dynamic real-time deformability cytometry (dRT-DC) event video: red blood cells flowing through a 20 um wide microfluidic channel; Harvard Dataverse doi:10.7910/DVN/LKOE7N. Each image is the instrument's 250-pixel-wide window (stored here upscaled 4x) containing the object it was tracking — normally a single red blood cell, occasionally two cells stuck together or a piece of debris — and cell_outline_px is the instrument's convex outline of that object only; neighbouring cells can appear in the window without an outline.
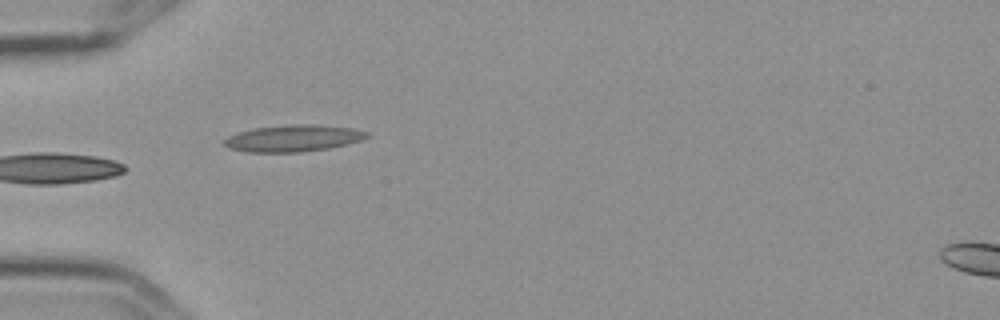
{"species": "Egyptian fruit bat (a non-hibernating species)", "species_latin": "Rousettus aegyptiacus", "temperature_condition": "cold", "stored_images_in_passage": 7, "camera_frame_rate_fps": 3000, "um_per_image_px": 0.085, "frame": {"image": 1, "passage_image": 5, "time_ms": 1.333, "image_size_px": [1000, 320], "cell_outline_px": [[368, 136], [360, 140], [348, 144], [328, 148], [300, 152], [248, 152], [228, 148], [224, 144], [224, 140], [228, 136], [236, 132], [252, 128], [288, 124], [312, 124], [352, 128], [368, 132]], "centroid_in_image_um": [24.88, 11.74], "position_along_channel_um": 60.1, "area_um2": 22.25}}
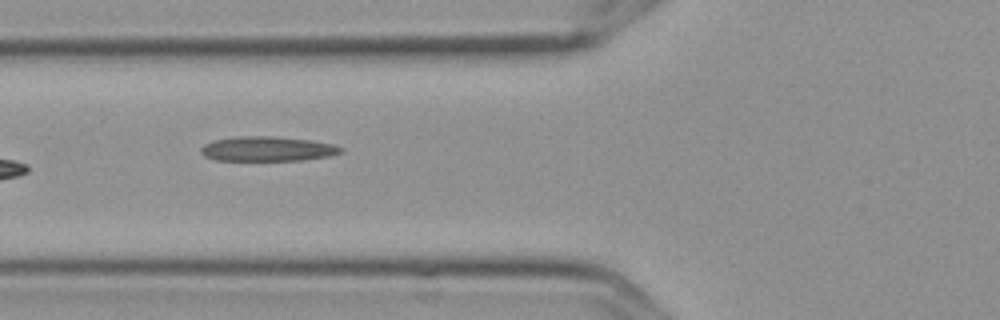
{"frame": {"image": 2, "passage_image": 6, "time_ms": 1.667, "image_size_px": [1000, 320], "cell_outline_px": [[344, 152], [328, 156], [304, 160], [216, 160], [204, 156], [200, 152], [200, 148], [204, 144], [212, 140], [236, 136], [272, 136], [312, 140], [336, 144], [344, 148]], "centroid_in_image_um": [22.75, 12.64], "position_along_channel_um": 103.0, "area_um2": 20.4}}
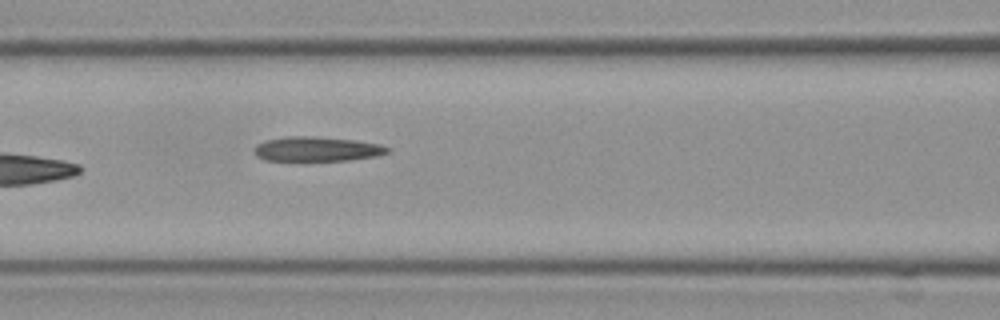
{"frame": {"image": 3, "passage_image": 7, "time_ms": 2.0, "image_size_px": [1000, 320], "cell_outline_px": [[392, 148], [388, 152], [376, 156], [348, 160], [264, 160], [256, 156], [252, 152], [252, 148], [256, 144], [264, 140], [284, 136], [312, 136], [356, 140], [380, 144]], "centroid_in_image_um": [26.88, 12.65], "position_along_channel_um": 139.7, "area_um2": 19.31}}